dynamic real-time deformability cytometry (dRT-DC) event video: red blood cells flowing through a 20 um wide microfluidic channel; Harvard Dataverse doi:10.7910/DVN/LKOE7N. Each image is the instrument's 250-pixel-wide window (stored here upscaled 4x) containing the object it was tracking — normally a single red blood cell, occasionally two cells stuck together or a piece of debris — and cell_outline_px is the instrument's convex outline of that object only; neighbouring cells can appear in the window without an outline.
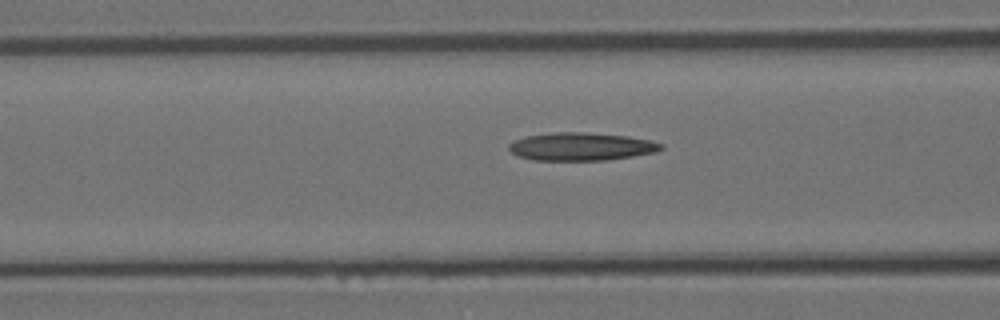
{"species": "Egyptian fruit bat (a non-hibernating species)", "species_latin": "Rousettus aegyptiacus", "temperature_condition": "room temperature", "stored_images_in_passage": 15, "camera_frame_rate_fps": 3000, "um_per_image_px": 0.085, "animal": {"sex": "female"}, "frame": {"image": 1, "passage_image": 9, "time_ms": 2.667, "image_size_px": [1000, 320], "cell_outline_px": [[664, 148], [656, 152], [608, 160], [536, 160], [516, 156], [508, 148], [508, 144], [524, 136], [552, 132], [584, 132], [628, 136], [648, 140], [664, 144]], "centroid_in_image_um": [49.39, 12.45], "position_along_channel_um": 117.2, "area_um2": 24.85}}
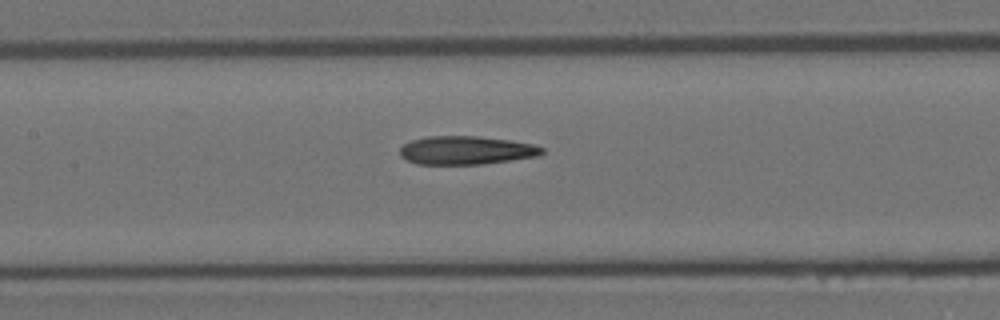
{"frame": {"image": 2, "passage_image": 13, "time_ms": 4.0, "image_size_px": [1000, 320], "cell_outline_px": [[544, 152], [540, 156], [480, 164], [416, 164], [400, 156], [400, 148], [404, 144], [412, 140], [428, 136], [476, 136], [508, 140], [532, 144], [544, 148]], "centroid_in_image_um": [39.62, 12.77], "position_along_channel_um": 167.8, "area_um2": 23.41}}